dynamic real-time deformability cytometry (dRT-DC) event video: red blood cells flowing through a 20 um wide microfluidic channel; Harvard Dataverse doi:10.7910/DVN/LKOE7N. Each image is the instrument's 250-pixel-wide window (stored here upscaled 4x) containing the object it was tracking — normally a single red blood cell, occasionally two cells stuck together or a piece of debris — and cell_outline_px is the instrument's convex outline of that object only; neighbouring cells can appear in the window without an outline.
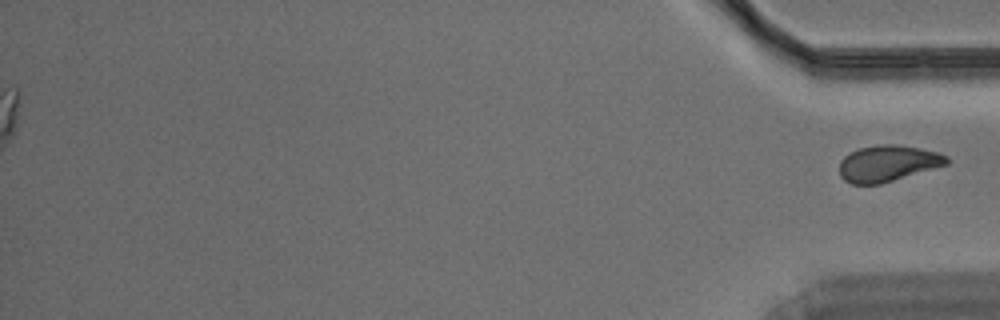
{"species": "Egyptian fruit bat (a non-hibernating species)", "species_latin": "Rousettus aegyptiacus", "temperature_condition": "warm", "stored_images_in_passage": 38, "segment_of_instrument_passage": [2, 2], "camera_frame_rate_fps": 3000, "um_per_image_px": 0.085, "animal": {"sex": "male"}, "frame": {"image": 1, "passage_image": 38, "time_ms": 12.333, "image_size_px": [1000, 320], "cell_outline_px": [[948, 164], [880, 184], [852, 184], [844, 180], [840, 176], [840, 160], [848, 152], [860, 148], [880, 144], [896, 144], [920, 148], [940, 152], [948, 156]], "centroid_in_image_um": [75.46, 13.88], "position_along_channel_um": 359.7, "area_um2": 22.72}}